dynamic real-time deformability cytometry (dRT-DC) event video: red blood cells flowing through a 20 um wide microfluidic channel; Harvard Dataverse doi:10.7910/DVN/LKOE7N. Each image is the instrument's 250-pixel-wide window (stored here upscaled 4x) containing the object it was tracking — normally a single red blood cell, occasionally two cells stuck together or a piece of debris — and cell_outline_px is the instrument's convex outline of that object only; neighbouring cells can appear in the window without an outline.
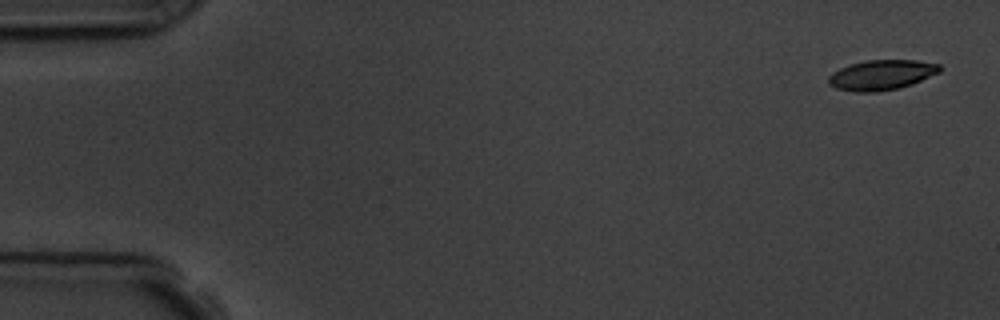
{"species": "common noctule bat (a hibernating species)", "species_latin": "Nyctalus noctula", "temperature_condition": "room temperature", "stored_images_in_passage": 4, "camera_frame_rate_fps": 3000, "um_per_image_px": 0.085, "animal": {"sex": "male", "body_mass_g": 19.5, "forearm_length_mm": 54.6}, "frame": {"image": 1, "passage_image": 1, "time_ms": 0.0, "image_size_px": [1000, 320], "cell_outline_px": [[940, 72], [912, 84], [900, 88], [876, 92], [856, 92], [836, 88], [828, 84], [828, 76], [832, 72], [840, 68], [852, 64], [868, 60], [916, 60], [940, 64]], "centroid_in_image_um": [74.92, 6.37], "position_along_channel_um": 10.1, "area_um2": 19.48}}